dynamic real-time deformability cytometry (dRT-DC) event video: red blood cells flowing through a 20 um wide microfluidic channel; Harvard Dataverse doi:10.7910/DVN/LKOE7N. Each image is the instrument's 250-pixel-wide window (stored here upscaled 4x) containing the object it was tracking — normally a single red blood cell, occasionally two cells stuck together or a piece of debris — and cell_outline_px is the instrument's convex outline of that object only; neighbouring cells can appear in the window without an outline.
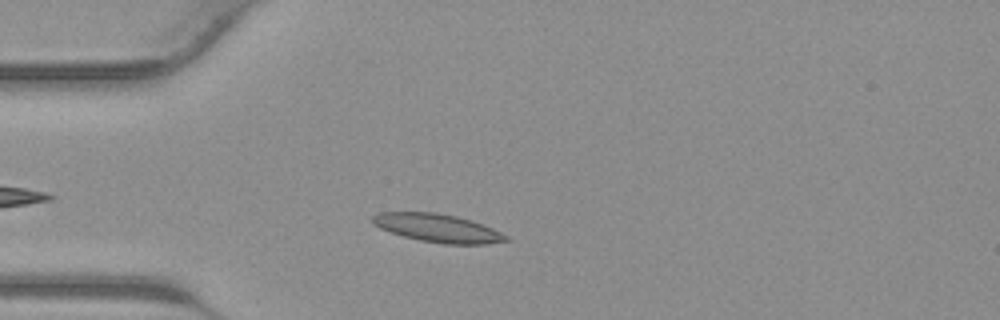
{"species": "common noctule bat (a hibernating species)", "species_latin": "Nyctalus noctula", "temperature_condition": "warm", "stored_images_in_passage": 38, "camera_frame_rate_fps": 3000, "um_per_image_px": 0.085, "animal": {"sex": "male", "body_mass_g": 23.1, "forearm_length_mm": 52.7}, "frame": {"image": 1, "passage_image": 7, "time_ms": 2.0, "image_size_px": [1000, 320], "cell_outline_px": [[512, 240], [488, 244], [444, 244], [420, 240], [404, 236], [380, 228], [372, 224], [368, 220], [372, 216], [380, 212], [436, 212], [456, 216], [472, 220], [484, 224], [508, 236]], "centroid_in_image_um": [37.21, 19.38], "position_along_channel_um": 47.8, "area_um2": 22.14}}
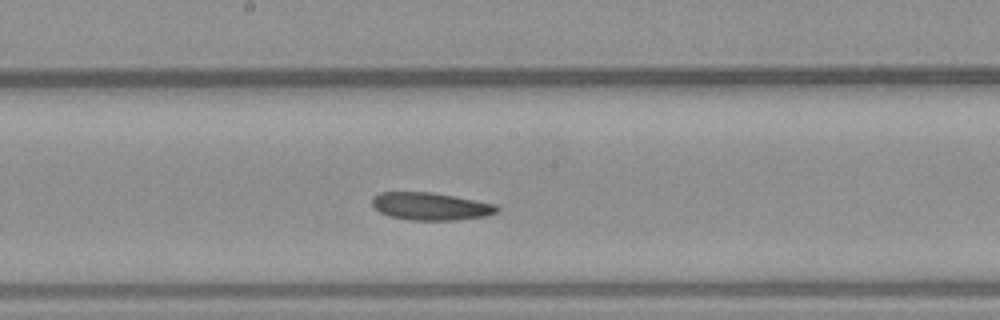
{"frame": {"image": 2, "passage_image": 18, "time_ms": 5.667, "image_size_px": [1000, 320], "cell_outline_px": [[500, 208], [496, 212], [484, 216], [460, 220], [408, 220], [388, 216], [380, 212], [372, 204], [372, 196], [380, 192], [432, 192], [496, 204]], "centroid_in_image_um": [36.58, 17.54], "position_along_channel_um": 211.6, "area_um2": 20.11}}
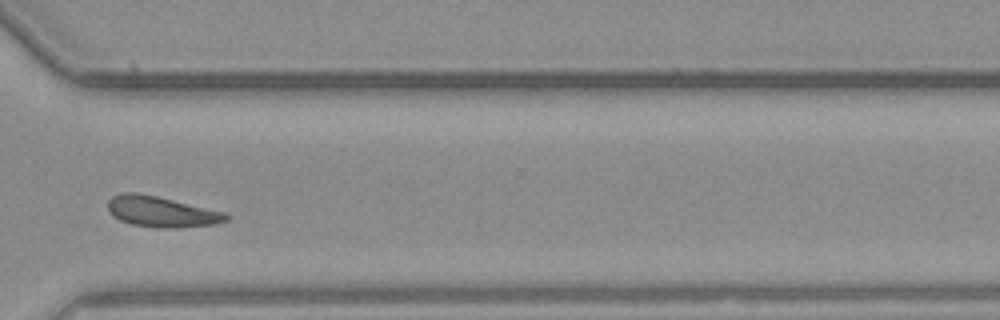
{"frame": {"image": 3, "passage_image": 27, "time_ms": 8.667, "image_size_px": [1000, 320], "cell_outline_px": [[232, 216], [228, 220], [216, 224], [176, 228], [160, 228], [132, 224], [120, 220], [112, 216], [108, 208], [108, 200], [112, 196], [124, 192], [136, 192], [156, 196], [224, 212]], "centroid_in_image_um": [13.72, 18.0], "position_along_channel_um": 356.9, "area_um2": 21.1}}